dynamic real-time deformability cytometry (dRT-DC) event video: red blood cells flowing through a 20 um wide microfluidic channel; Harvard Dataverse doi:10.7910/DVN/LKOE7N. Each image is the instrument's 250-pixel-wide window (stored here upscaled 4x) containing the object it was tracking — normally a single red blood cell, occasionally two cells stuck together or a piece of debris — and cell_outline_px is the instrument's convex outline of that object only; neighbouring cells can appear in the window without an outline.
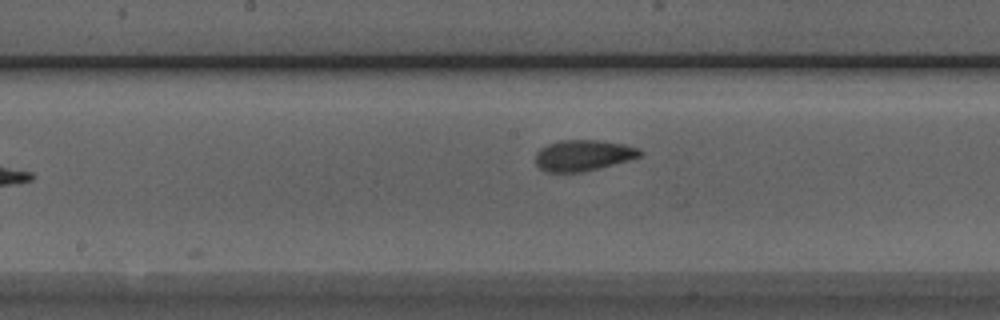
{"species": "Egyptian fruit bat (a non-hibernating species)", "species_latin": "Rousettus aegyptiacus", "temperature_condition": "room temperature", "stored_images_in_passage": 9, "camera_frame_rate_fps": 3000, "um_per_image_px": 0.085, "animal": {"sex": "male"}, "frame": {"image": 1, "passage_image": 9, "time_ms": 10.0, "image_size_px": [1000, 320], "cell_outline_px": [[644, 152], [640, 156], [628, 160], [580, 172], [548, 172], [540, 168], [536, 164], [536, 152], [540, 148], [548, 144], [560, 140], [600, 140], [624, 144], [640, 148]], "centroid_in_image_um": [49.57, 13.19], "position_along_channel_um": 198.6, "area_um2": 18.73}}